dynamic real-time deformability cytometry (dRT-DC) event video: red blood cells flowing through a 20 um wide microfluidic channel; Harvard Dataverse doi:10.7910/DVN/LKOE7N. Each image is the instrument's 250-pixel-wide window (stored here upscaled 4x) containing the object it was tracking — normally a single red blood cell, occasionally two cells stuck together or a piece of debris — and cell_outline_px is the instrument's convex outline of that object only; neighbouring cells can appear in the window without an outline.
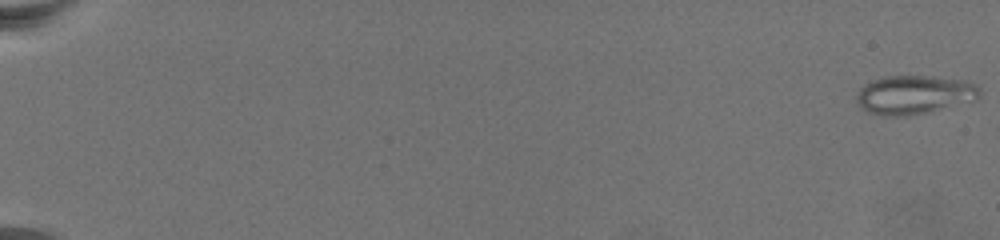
{"species": "common noctule bat (a hibernating species)", "species_latin": "Nyctalus noctula", "temperature_condition": "warm", "stored_images_in_passage": 75, "camera_frame_rate_fps": 3000, "um_per_image_px": 0.085, "animal": {"sex": "female", "body_mass_g": 19.5, "forearm_length_mm": 54.1}, "frame": {"image": 1, "passage_image": 1, "time_ms": 0.0, "image_size_px": [1000, 240], "cell_outline_px": [[980, 96], [976, 100], [928, 112], [908, 116], [884, 116], [868, 112], [860, 108], [856, 100], [856, 96], [860, 88], [864, 84], [872, 80], [884, 76], [932, 76], [968, 80], [976, 84], [980, 88]], "centroid_in_image_um": [77.72, 8.05], "position_along_channel_um": 7.3, "area_um2": 28.21}}
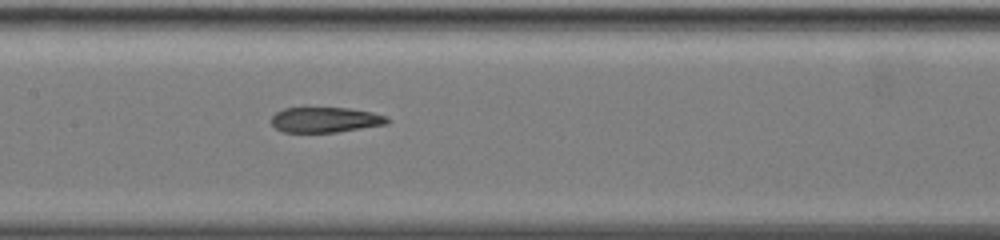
{"frame": {"image": 2, "passage_image": 41, "time_ms": 13.333, "image_size_px": [1000, 240], "cell_outline_px": [[392, 120], [388, 124], [336, 132], [284, 132], [276, 128], [272, 124], [272, 116], [276, 112], [284, 108], [348, 108], [372, 112], [388, 116]], "centroid_in_image_um": [27.7, 10.18], "position_along_channel_um": 179.7, "area_um2": 17.11}}
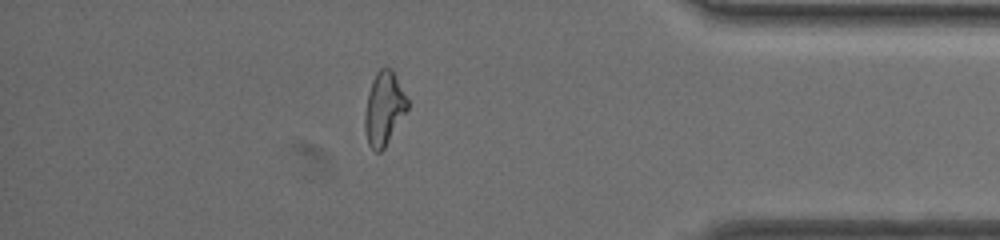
{"frame": {"image": 3, "passage_image": 66, "time_ms": 21.667, "image_size_px": [1000, 240], "cell_outline_px": [[408, 108], [384, 148], [380, 152], [376, 152], [368, 144], [364, 128], [364, 112], [368, 92], [372, 80], [376, 72], [380, 68], [392, 68], [408, 100]], "centroid_in_image_um": [32.62, 9.21], "position_along_channel_um": 402.6, "area_um2": 18.15}}